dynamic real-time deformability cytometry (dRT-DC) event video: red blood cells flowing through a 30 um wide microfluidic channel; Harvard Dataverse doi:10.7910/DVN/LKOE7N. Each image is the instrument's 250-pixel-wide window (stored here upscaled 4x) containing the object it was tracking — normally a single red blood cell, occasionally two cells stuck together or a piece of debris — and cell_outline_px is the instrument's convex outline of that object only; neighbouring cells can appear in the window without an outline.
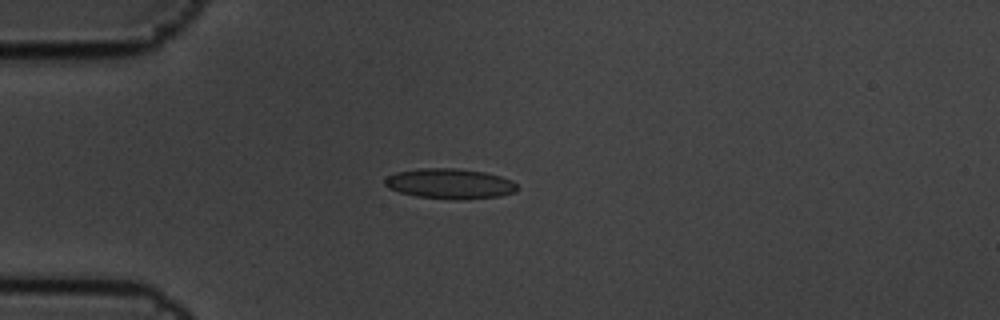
{"species": "common noctule bat (a hibernating species)", "species_latin": "Nyctalus noctula", "temperature_condition": "cold", "stored_images_in_passage": 6, "camera_frame_rate_fps": 3000, "um_per_image_px": 0.085, "animal": {"sex": "male", "body_mass_g": 19.5, "forearm_length_mm": 54.6}, "frame": {"image": 1, "passage_image": 4, "time_ms": 1.0, "image_size_px": [1000, 320], "cell_outline_px": [[520, 188], [516, 192], [500, 196], [460, 200], [452, 200], [416, 196], [400, 192], [388, 188], [384, 184], [384, 180], [388, 176], [396, 172], [420, 168], [456, 168], [484, 172], [500, 176], [512, 180]], "centroid_in_image_um": [38.26, 15.62], "position_along_channel_um": 46.7, "area_um2": 23.52}}
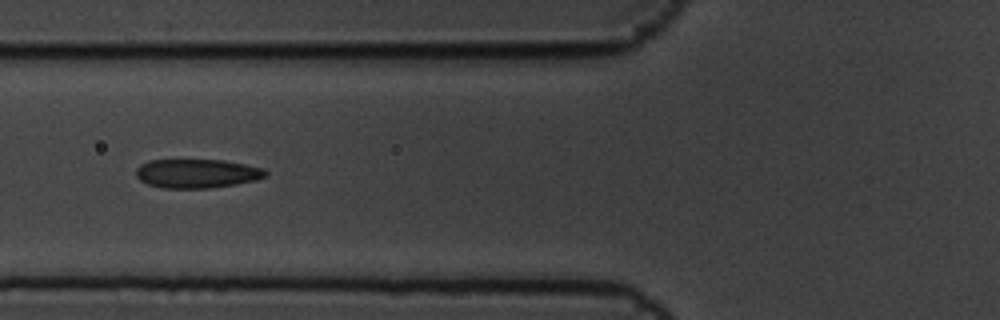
{"frame": {"image": 2, "passage_image": 6, "time_ms": 1.667, "image_size_px": [1000, 320], "cell_outline_px": [[268, 176], [256, 180], [236, 184], [208, 188], [164, 188], [148, 184], [140, 180], [136, 176], [136, 168], [140, 164], [148, 160], [224, 160], [264, 168], [268, 172]], "centroid_in_image_um": [16.75, 14.74], "position_along_channel_um": 109.0, "area_um2": 21.96}}